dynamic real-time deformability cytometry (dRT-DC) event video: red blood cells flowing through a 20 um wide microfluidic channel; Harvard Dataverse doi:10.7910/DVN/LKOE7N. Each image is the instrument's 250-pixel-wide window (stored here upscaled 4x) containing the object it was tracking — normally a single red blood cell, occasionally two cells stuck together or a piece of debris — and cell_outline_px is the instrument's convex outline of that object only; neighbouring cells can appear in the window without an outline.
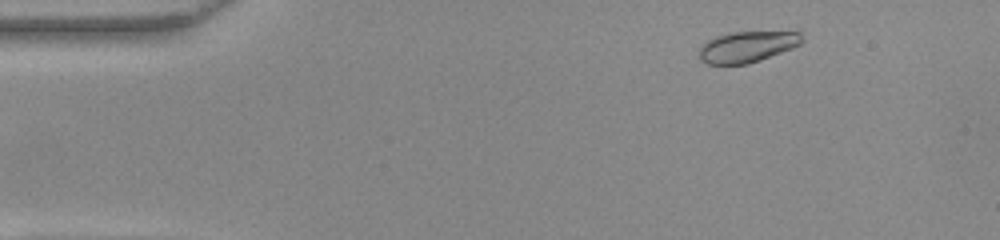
{"species": "common noctule bat (a hibernating species)", "species_latin": "Nyctalus noctula", "temperature_condition": "warm", "stored_images_in_passage": 50, "camera_frame_rate_fps": 3000, "um_per_image_px": 0.085, "animal": {"sex": "female", "body_mass_g": 22.0, "forearm_length_mm": 56.7}, "frame": {"image": 1, "passage_image": 4, "time_ms": 1.0, "image_size_px": [1000, 240], "cell_outline_px": [[804, 40], [800, 44], [792, 48], [760, 60], [748, 64], [708, 64], [700, 60], [700, 44], [716, 36], [728, 32], [800, 32]], "centroid_in_image_um": [63.49, 3.97], "position_along_channel_um": 21.5, "area_um2": 18.55}}
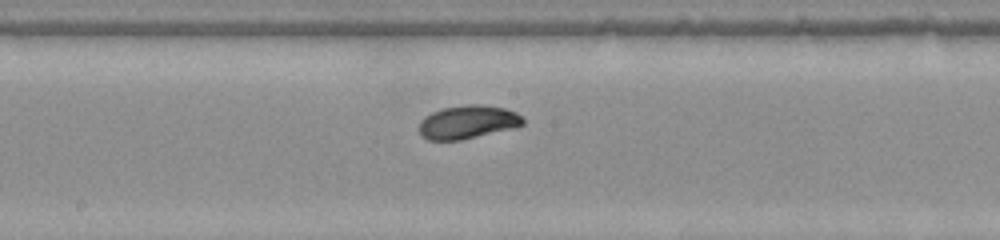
{"frame": {"image": 2, "passage_image": 25, "time_ms": 8.0, "image_size_px": [1000, 240], "cell_outline_px": [[524, 124], [512, 128], [460, 140], [428, 140], [420, 136], [420, 120], [424, 116], [440, 108], [468, 104], [480, 104], [504, 108], [516, 112], [524, 120]], "centroid_in_image_um": [39.72, 10.36], "position_along_channel_um": 208.5, "area_um2": 20.17}}
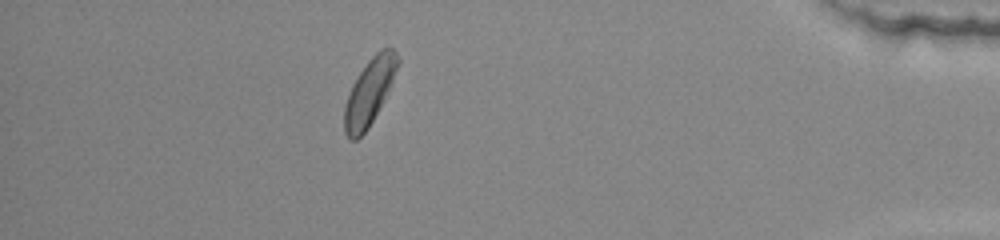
{"frame": {"image": 3, "passage_image": 44, "time_ms": 14.333, "image_size_px": [1000, 240], "cell_outline_px": [[400, 64], [368, 128], [356, 140], [348, 140], [344, 132], [344, 108], [352, 84], [368, 60], [376, 52], [384, 48], [392, 48], [396, 52], [400, 60]], "centroid_in_image_um": [31.37, 7.8], "position_along_channel_um": 403.8, "area_um2": 20.0}, "authors_computed_cell_mechanics": {"area_um2": 19.9121, "velocity_mm_per_s": 3.8492, "shape_relaxation_time_tau1_ms": 4.2562, "shape_relaxation_time_tau2_ms": null, "deformation_change_tau1": 0.1628, "deformation_change_tau2": null}}